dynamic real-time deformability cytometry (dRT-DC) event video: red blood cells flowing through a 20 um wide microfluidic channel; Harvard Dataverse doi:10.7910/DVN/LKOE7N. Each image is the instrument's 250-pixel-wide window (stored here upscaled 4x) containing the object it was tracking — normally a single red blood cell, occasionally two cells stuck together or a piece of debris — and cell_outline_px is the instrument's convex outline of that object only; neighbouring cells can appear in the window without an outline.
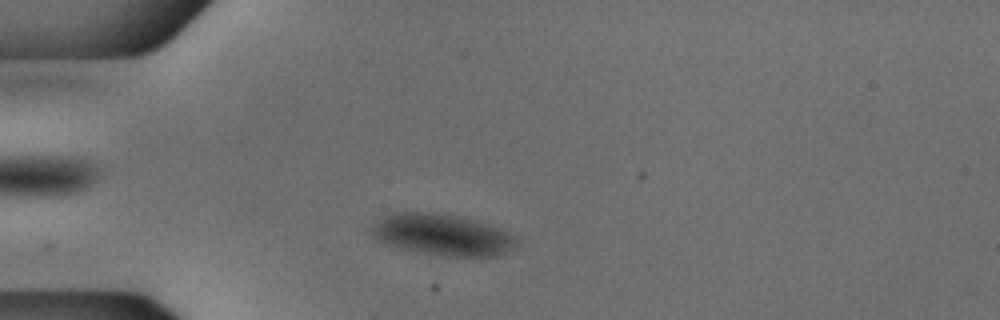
{"species": "common noctule bat (a hibernating species)", "species_latin": "Nyctalus noctula", "temperature_condition": "cold", "stored_images_in_passage": 47, "camera_frame_rate_fps": 3000, "um_per_image_px": 0.085, "animal": {"sex": "male", "body_mass_g": 18.8}, "frame": {"image": 1, "passage_image": 7, "time_ms": 2.0, "image_size_px": [1000, 320], "cell_outline_px": [[516, 244], [500, 256], [448, 256], [416, 252], [400, 248], [376, 240], [368, 228], [384, 216], [396, 212], [420, 212], [460, 216], [488, 224], [500, 228], [516, 236]], "centroid_in_image_um": [37.57, 19.96], "position_along_channel_um": 47.4, "area_um2": 34.8}}
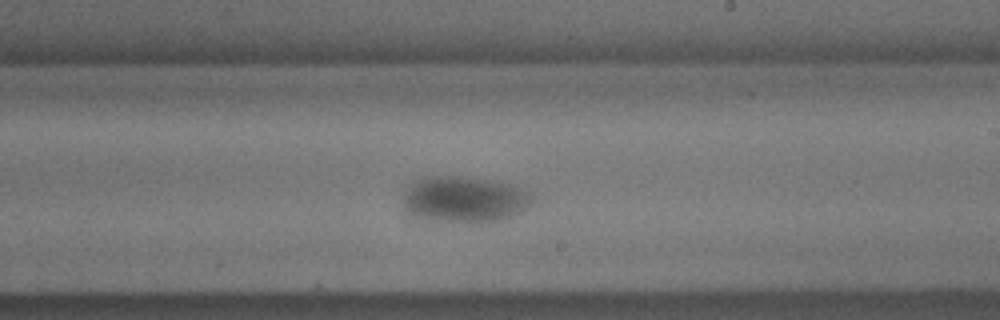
{"frame": {"image": 2, "passage_image": 25, "time_ms": 8.0, "image_size_px": [1000, 320], "cell_outline_px": [[532, 200], [520, 212], [512, 216], [500, 220], [428, 220], [408, 216], [404, 208], [404, 188], [416, 180], [428, 176], [456, 176], [508, 184], [532, 192]], "centroid_in_image_um": [39.38, 16.93], "position_along_channel_um": 249.6, "area_um2": 33.99}}
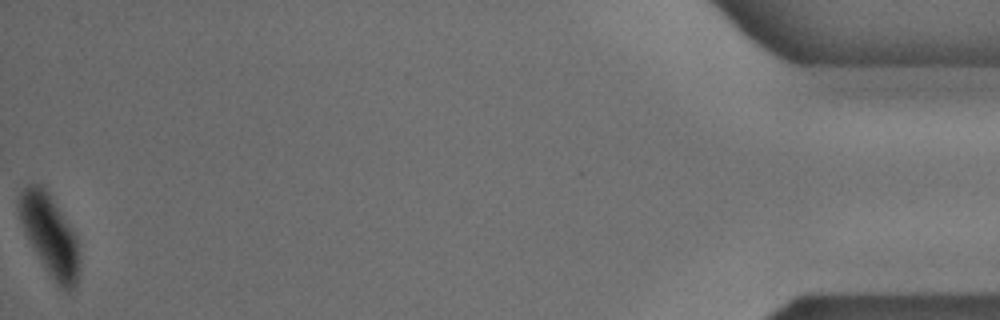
{"frame": {"image": 3, "passage_image": 47, "time_ms": 15.333, "image_size_px": [1000, 320], "cell_outline_px": [[80, 272], [76, 288], [72, 292], [60, 288], [56, 284], [44, 268], [28, 240], [24, 232], [16, 212], [16, 200], [20, 192], [28, 184], [40, 184], [48, 192], [72, 228], [80, 244]], "centroid_in_image_um": [4.24, 20.03], "position_along_channel_um": 431.0, "area_um2": 29.42}}